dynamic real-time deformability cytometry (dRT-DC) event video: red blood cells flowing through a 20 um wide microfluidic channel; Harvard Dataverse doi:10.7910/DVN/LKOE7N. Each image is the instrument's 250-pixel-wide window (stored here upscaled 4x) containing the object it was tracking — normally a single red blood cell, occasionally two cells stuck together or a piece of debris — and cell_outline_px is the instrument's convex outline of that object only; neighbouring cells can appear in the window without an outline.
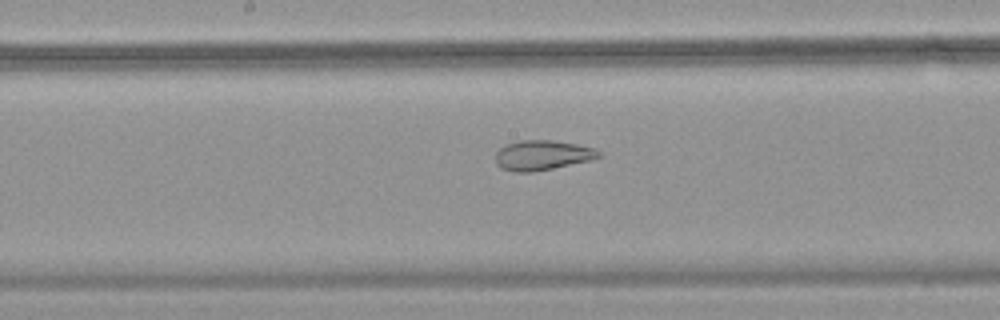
{"species": "common noctule bat (a hibernating species)", "species_latin": "Nyctalus noctula", "temperature_condition": "warm", "stored_images_in_passage": 55, "camera_frame_rate_fps": 3000, "um_per_image_px": 0.085, "animal": {"sex": "female", "body_mass_g": 18.4}, "frame": {"image": 1, "passage_image": 29, "time_ms": 9.333, "image_size_px": [1000, 320], "cell_outline_px": [[604, 156], [592, 160], [532, 172], [512, 172], [500, 168], [496, 164], [496, 152], [504, 144], [520, 140], [552, 140], [576, 144], [592, 148], [600, 152]], "centroid_in_image_um": [46.07, 13.19], "position_along_channel_um": 202.1, "area_um2": 18.09}}
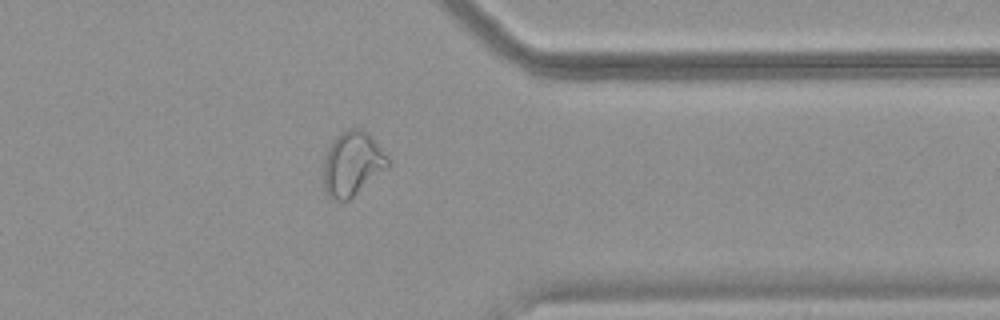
{"frame": {"image": 2, "passage_image": 44, "time_ms": 14.333, "image_size_px": [1000, 320], "cell_outline_px": [[392, 160], [388, 164], [348, 200], [332, 200], [324, 192], [324, 156], [332, 140], [340, 132], [348, 128], [360, 128], [368, 132], [372, 136]], "centroid_in_image_um": [29.91, 13.86], "position_along_channel_um": 381.5, "area_um2": 23.93}}
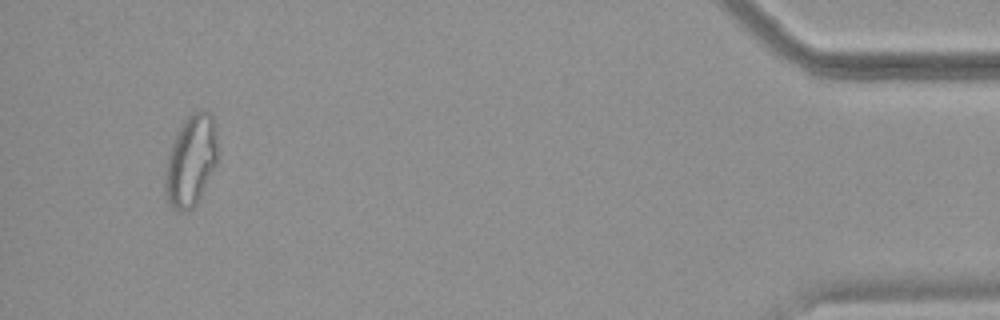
{"frame": {"image": 3, "passage_image": 52, "time_ms": 17.0, "image_size_px": [1000, 320], "cell_outline_px": [[216, 164], [196, 204], [192, 208], [184, 212], [180, 212], [168, 200], [164, 192], [164, 172], [168, 152], [176, 132], [180, 124], [192, 112], [212, 112], [216, 128]], "centroid_in_image_um": [16.2, 13.64], "position_along_channel_um": 419.0, "area_um2": 27.86}, "authors_computed_cell_mechanics": {"area_um2": 25.5476, "velocity_mm_per_s": 3.7279, "shape_relaxation_time_tau1_ms": null, "shape_relaxation_time_tau2_ms": 1.7534, "deformation_change_tau1": null, "deformation_change_tau2": 0.0951}}